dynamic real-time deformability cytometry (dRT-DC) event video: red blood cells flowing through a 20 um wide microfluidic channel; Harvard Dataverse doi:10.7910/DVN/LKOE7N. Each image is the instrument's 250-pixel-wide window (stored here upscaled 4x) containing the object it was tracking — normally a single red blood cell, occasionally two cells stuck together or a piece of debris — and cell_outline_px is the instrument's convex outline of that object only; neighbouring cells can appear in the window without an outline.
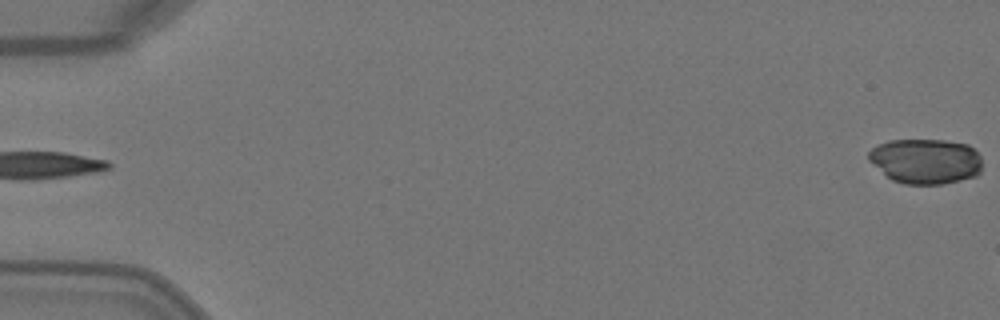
{"species": "Egyptian fruit bat (a non-hibernating species)", "species_latin": "Rousettus aegyptiacus", "temperature_condition": "warm", "stored_images_in_passage": 5, "segment_of_instrument_passage": [2, 2], "camera_frame_rate_fps": 3000, "um_per_image_px": 0.085, "animal": {"sex": "female"}, "frame": {"image": 1, "passage_image": 5, "time_ms": 1.333, "image_size_px": [1000, 320], "cell_outline_px": [[980, 172], [976, 176], [960, 180], [940, 184], [904, 184], [892, 180], [868, 160], [868, 152], [876, 144], [888, 140], [944, 140], [968, 144], [980, 156]], "centroid_in_image_um": [78.65, 13.69], "position_along_channel_um": 6.4, "area_um2": 29.88}}